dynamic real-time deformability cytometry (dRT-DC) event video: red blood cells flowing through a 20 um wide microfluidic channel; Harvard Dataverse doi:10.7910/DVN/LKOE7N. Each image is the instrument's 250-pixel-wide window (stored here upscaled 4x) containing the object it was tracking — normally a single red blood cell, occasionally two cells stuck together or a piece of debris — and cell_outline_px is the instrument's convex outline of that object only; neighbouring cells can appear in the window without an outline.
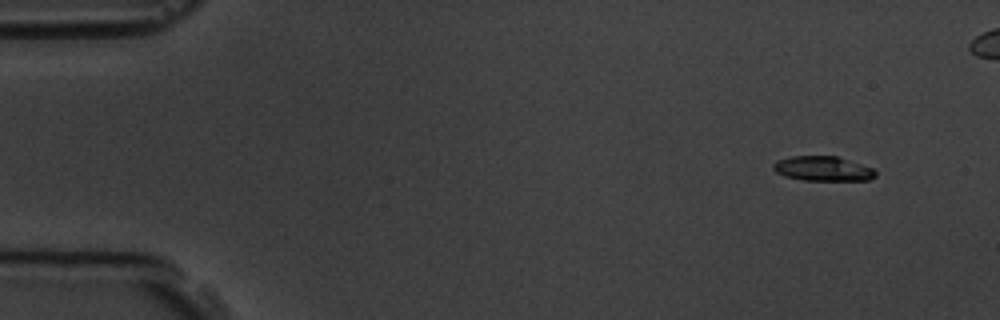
{"species": "common noctule bat (a hibernating species)", "species_latin": "Nyctalus noctula", "temperature_condition": "room temperature", "stored_images_in_passage": 4, "camera_frame_rate_fps": 3000, "um_per_image_px": 0.085, "animal": {"sex": "male", "body_mass_g": 19.5, "forearm_length_mm": 54.6}, "frame": {"image": 1, "passage_image": 4, "time_ms": 4.333, "image_size_px": [1000, 320], "cell_outline_px": [[876, 176], [868, 180], [804, 180], [784, 176], [776, 172], [772, 168], [772, 164], [776, 160], [792, 156], [836, 156], [872, 168], [876, 172]], "centroid_in_image_um": [69.9, 14.33], "position_along_channel_um": 15.1, "area_um2": 14.62}}